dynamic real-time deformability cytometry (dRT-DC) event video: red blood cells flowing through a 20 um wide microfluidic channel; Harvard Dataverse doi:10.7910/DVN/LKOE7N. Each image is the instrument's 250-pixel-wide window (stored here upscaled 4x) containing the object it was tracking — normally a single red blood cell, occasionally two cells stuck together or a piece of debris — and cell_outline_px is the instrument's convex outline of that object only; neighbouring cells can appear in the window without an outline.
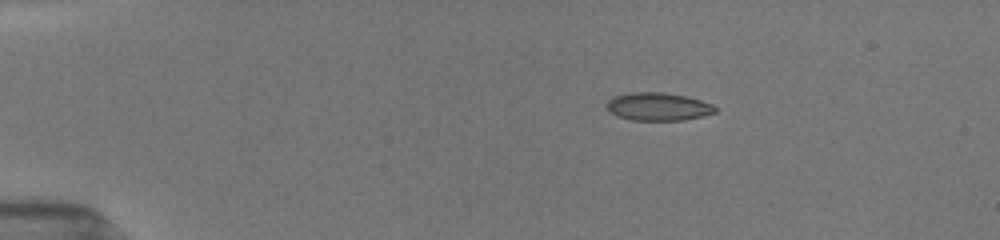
{"species": "common noctule bat (a hibernating species)", "species_latin": "Nyctalus noctula", "temperature_condition": "room temperature", "stored_images_in_passage": 11, "camera_frame_rate_fps": 3000, "um_per_image_px": 0.085, "animal": {"sex": "female", "body_mass_g": 19.5, "forearm_length_mm": 54.1}, "frame": {"image": 1, "passage_image": 1, "time_ms": 0.0, "image_size_px": [1000, 240], "cell_outline_px": [[716, 112], [704, 116], [684, 120], [632, 120], [616, 116], [608, 108], [608, 100], [616, 96], [632, 92], [664, 92], [688, 96], [712, 104], [716, 108]], "centroid_in_image_um": [55.99, 9.06], "position_along_channel_um": 29.0, "area_um2": 17.63}}
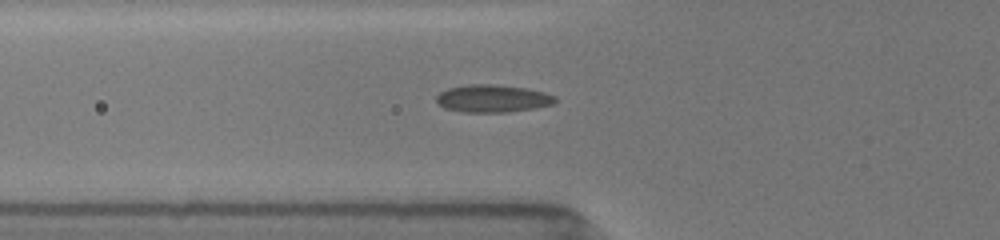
{"frame": {"image": 2, "passage_image": 7, "time_ms": 3.333, "image_size_px": [1000, 240], "cell_outline_px": [[556, 100], [552, 104], [532, 108], [508, 112], [460, 112], [444, 108], [436, 104], [436, 96], [440, 92], [448, 88], [468, 84], [496, 84], [524, 88], [544, 92], [556, 96]], "centroid_in_image_um": [41.81, 8.37], "position_along_channel_um": 84.0, "area_um2": 19.13}}
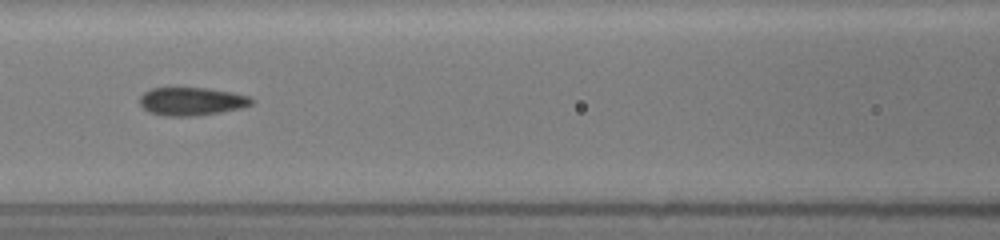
{"frame": {"image": 3, "passage_image": 10, "time_ms": 5.0, "image_size_px": [1000, 240], "cell_outline_px": [[252, 104], [240, 108], [220, 112], [196, 116], [164, 116], [148, 112], [140, 104], [140, 96], [144, 92], [152, 88], [208, 88], [232, 92], [248, 96], [252, 100]], "centroid_in_image_um": [16.26, 8.62], "position_along_channel_um": 150.3, "area_um2": 18.26}}